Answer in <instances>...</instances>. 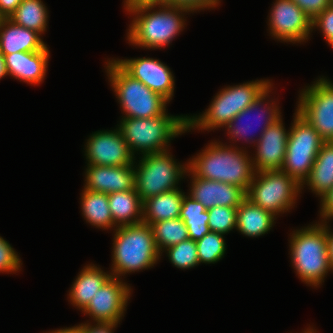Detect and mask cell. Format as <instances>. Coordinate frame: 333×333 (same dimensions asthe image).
I'll return each mask as SVG.
<instances>
[{"label": "cell", "mask_w": 333, "mask_h": 333, "mask_svg": "<svg viewBox=\"0 0 333 333\" xmlns=\"http://www.w3.org/2000/svg\"><path fill=\"white\" fill-rule=\"evenodd\" d=\"M185 193L179 190H171L150 197L143 202V220L146 224L180 218V211Z\"/></svg>", "instance_id": "603a6c76"}, {"label": "cell", "mask_w": 333, "mask_h": 333, "mask_svg": "<svg viewBox=\"0 0 333 333\" xmlns=\"http://www.w3.org/2000/svg\"><path fill=\"white\" fill-rule=\"evenodd\" d=\"M180 218L187 227L188 237L193 241L201 239L210 232L208 210L189 195H184Z\"/></svg>", "instance_id": "f1b7e54d"}, {"label": "cell", "mask_w": 333, "mask_h": 333, "mask_svg": "<svg viewBox=\"0 0 333 333\" xmlns=\"http://www.w3.org/2000/svg\"><path fill=\"white\" fill-rule=\"evenodd\" d=\"M131 288L120 278L111 277L82 310L96 323H119L124 316Z\"/></svg>", "instance_id": "4fadbf2b"}, {"label": "cell", "mask_w": 333, "mask_h": 333, "mask_svg": "<svg viewBox=\"0 0 333 333\" xmlns=\"http://www.w3.org/2000/svg\"><path fill=\"white\" fill-rule=\"evenodd\" d=\"M112 277L101 268L86 265L78 274L69 292L71 304L83 310L97 291Z\"/></svg>", "instance_id": "7402d4cb"}, {"label": "cell", "mask_w": 333, "mask_h": 333, "mask_svg": "<svg viewBox=\"0 0 333 333\" xmlns=\"http://www.w3.org/2000/svg\"><path fill=\"white\" fill-rule=\"evenodd\" d=\"M40 33L13 23L8 18H0V53L41 51L47 47Z\"/></svg>", "instance_id": "ffe728a7"}, {"label": "cell", "mask_w": 333, "mask_h": 333, "mask_svg": "<svg viewBox=\"0 0 333 333\" xmlns=\"http://www.w3.org/2000/svg\"><path fill=\"white\" fill-rule=\"evenodd\" d=\"M118 324L117 323H96L95 325L85 323L77 325V327L83 333H113V328H115Z\"/></svg>", "instance_id": "74e56055"}, {"label": "cell", "mask_w": 333, "mask_h": 333, "mask_svg": "<svg viewBox=\"0 0 333 333\" xmlns=\"http://www.w3.org/2000/svg\"><path fill=\"white\" fill-rule=\"evenodd\" d=\"M273 85H271L260 97H258L251 105H249L247 108H245L243 111H241L239 114H237L227 125L225 128H227L228 130V135L231 137L232 140H236L237 141L241 138H245V136L247 137V134L249 132H251L250 130H252V126L250 124H245V126L242 125V121L245 119V117H249L251 115V113L254 111L256 112L259 109L260 113H258L259 111H257V114L259 117L266 118V120L264 119V126L261 130V134L266 130L267 127H269L271 124H273L274 122H276L278 119L281 118V113L279 108L277 107L276 104L273 105L274 101L272 103H270L269 106V102L264 101L267 97L268 94H270L269 92H271V87ZM264 102H266V105L263 108ZM263 104V105H262ZM263 108V109H262ZM253 112V113H254ZM263 112V113H261ZM265 113V115H264ZM268 114V115H267ZM264 115V116H263ZM261 117V118H262ZM244 118V119H243ZM251 117H249L248 119H250ZM258 118V117H256ZM247 119V118H246ZM242 122V123H241ZM241 123V124H240ZM249 135V134H248ZM238 137V138H237ZM240 137V138H239ZM252 137V136H251ZM250 137L246 138L245 140L248 141Z\"/></svg>", "instance_id": "44dd1931"}, {"label": "cell", "mask_w": 333, "mask_h": 333, "mask_svg": "<svg viewBox=\"0 0 333 333\" xmlns=\"http://www.w3.org/2000/svg\"><path fill=\"white\" fill-rule=\"evenodd\" d=\"M320 28L329 45L333 46V3L312 20V28Z\"/></svg>", "instance_id": "e575fe53"}, {"label": "cell", "mask_w": 333, "mask_h": 333, "mask_svg": "<svg viewBox=\"0 0 333 333\" xmlns=\"http://www.w3.org/2000/svg\"><path fill=\"white\" fill-rule=\"evenodd\" d=\"M251 159L239 147L212 142L188 162V168L199 178L239 186L247 192L256 172Z\"/></svg>", "instance_id": "6da1fadb"}, {"label": "cell", "mask_w": 333, "mask_h": 333, "mask_svg": "<svg viewBox=\"0 0 333 333\" xmlns=\"http://www.w3.org/2000/svg\"><path fill=\"white\" fill-rule=\"evenodd\" d=\"M120 122L118 129L134 157L136 151L142 152L143 155L165 151L171 139L188 131L187 116L183 115L165 114L152 118L123 117Z\"/></svg>", "instance_id": "277c9868"}, {"label": "cell", "mask_w": 333, "mask_h": 333, "mask_svg": "<svg viewBox=\"0 0 333 333\" xmlns=\"http://www.w3.org/2000/svg\"><path fill=\"white\" fill-rule=\"evenodd\" d=\"M321 211L320 216L322 222H326L333 218V188L321 199Z\"/></svg>", "instance_id": "f35d334b"}, {"label": "cell", "mask_w": 333, "mask_h": 333, "mask_svg": "<svg viewBox=\"0 0 333 333\" xmlns=\"http://www.w3.org/2000/svg\"><path fill=\"white\" fill-rule=\"evenodd\" d=\"M298 103L296 111L325 142L333 141V83L319 78L303 89Z\"/></svg>", "instance_id": "8fae6325"}, {"label": "cell", "mask_w": 333, "mask_h": 333, "mask_svg": "<svg viewBox=\"0 0 333 333\" xmlns=\"http://www.w3.org/2000/svg\"><path fill=\"white\" fill-rule=\"evenodd\" d=\"M294 114L281 171L302 185L310 175L317 154L325 141L297 111Z\"/></svg>", "instance_id": "30bf717a"}, {"label": "cell", "mask_w": 333, "mask_h": 333, "mask_svg": "<svg viewBox=\"0 0 333 333\" xmlns=\"http://www.w3.org/2000/svg\"><path fill=\"white\" fill-rule=\"evenodd\" d=\"M81 196L82 214L88 223L103 229L115 226L109 208L107 193L84 189Z\"/></svg>", "instance_id": "4316f807"}, {"label": "cell", "mask_w": 333, "mask_h": 333, "mask_svg": "<svg viewBox=\"0 0 333 333\" xmlns=\"http://www.w3.org/2000/svg\"><path fill=\"white\" fill-rule=\"evenodd\" d=\"M8 19L42 34L47 28L48 12L41 0H22Z\"/></svg>", "instance_id": "83f0119b"}, {"label": "cell", "mask_w": 333, "mask_h": 333, "mask_svg": "<svg viewBox=\"0 0 333 333\" xmlns=\"http://www.w3.org/2000/svg\"><path fill=\"white\" fill-rule=\"evenodd\" d=\"M187 173L192 174L189 196L201 203L207 210L215 206L238 207L246 198V191L239 186L199 178L189 168Z\"/></svg>", "instance_id": "e0dca14e"}, {"label": "cell", "mask_w": 333, "mask_h": 333, "mask_svg": "<svg viewBox=\"0 0 333 333\" xmlns=\"http://www.w3.org/2000/svg\"><path fill=\"white\" fill-rule=\"evenodd\" d=\"M150 226L152 228L157 249L161 255L168 247L189 238L187 227L181 218L155 222Z\"/></svg>", "instance_id": "f546056e"}, {"label": "cell", "mask_w": 333, "mask_h": 333, "mask_svg": "<svg viewBox=\"0 0 333 333\" xmlns=\"http://www.w3.org/2000/svg\"><path fill=\"white\" fill-rule=\"evenodd\" d=\"M271 9V36L292 43H301L308 39L313 31L312 20L292 0H276Z\"/></svg>", "instance_id": "7c38bea8"}, {"label": "cell", "mask_w": 333, "mask_h": 333, "mask_svg": "<svg viewBox=\"0 0 333 333\" xmlns=\"http://www.w3.org/2000/svg\"><path fill=\"white\" fill-rule=\"evenodd\" d=\"M22 0H0V18H9Z\"/></svg>", "instance_id": "ab89813d"}, {"label": "cell", "mask_w": 333, "mask_h": 333, "mask_svg": "<svg viewBox=\"0 0 333 333\" xmlns=\"http://www.w3.org/2000/svg\"><path fill=\"white\" fill-rule=\"evenodd\" d=\"M167 256L174 266L189 269L199 265L196 241L188 238L178 244L168 247Z\"/></svg>", "instance_id": "1f68e13d"}, {"label": "cell", "mask_w": 333, "mask_h": 333, "mask_svg": "<svg viewBox=\"0 0 333 333\" xmlns=\"http://www.w3.org/2000/svg\"><path fill=\"white\" fill-rule=\"evenodd\" d=\"M317 331L314 332V329L312 328H307L306 331H304V333H316Z\"/></svg>", "instance_id": "bcb514c9"}, {"label": "cell", "mask_w": 333, "mask_h": 333, "mask_svg": "<svg viewBox=\"0 0 333 333\" xmlns=\"http://www.w3.org/2000/svg\"><path fill=\"white\" fill-rule=\"evenodd\" d=\"M21 259L12 246L0 236V272L15 273L20 270Z\"/></svg>", "instance_id": "836d02e7"}, {"label": "cell", "mask_w": 333, "mask_h": 333, "mask_svg": "<svg viewBox=\"0 0 333 333\" xmlns=\"http://www.w3.org/2000/svg\"><path fill=\"white\" fill-rule=\"evenodd\" d=\"M291 262L300 279L310 286L322 284L331 271L326 226L321 222L293 231L290 238Z\"/></svg>", "instance_id": "5b68a950"}, {"label": "cell", "mask_w": 333, "mask_h": 333, "mask_svg": "<svg viewBox=\"0 0 333 333\" xmlns=\"http://www.w3.org/2000/svg\"><path fill=\"white\" fill-rule=\"evenodd\" d=\"M114 61L132 78L170 101L174 94V76L170 68L153 58L117 59Z\"/></svg>", "instance_id": "9a60e30c"}, {"label": "cell", "mask_w": 333, "mask_h": 333, "mask_svg": "<svg viewBox=\"0 0 333 333\" xmlns=\"http://www.w3.org/2000/svg\"><path fill=\"white\" fill-rule=\"evenodd\" d=\"M311 20L323 12L333 2L331 0H292Z\"/></svg>", "instance_id": "d590c367"}, {"label": "cell", "mask_w": 333, "mask_h": 333, "mask_svg": "<svg viewBox=\"0 0 333 333\" xmlns=\"http://www.w3.org/2000/svg\"><path fill=\"white\" fill-rule=\"evenodd\" d=\"M50 51L15 52L3 55L9 76L31 84H39L46 75Z\"/></svg>", "instance_id": "d6986e66"}, {"label": "cell", "mask_w": 333, "mask_h": 333, "mask_svg": "<svg viewBox=\"0 0 333 333\" xmlns=\"http://www.w3.org/2000/svg\"><path fill=\"white\" fill-rule=\"evenodd\" d=\"M124 7H136L141 5H170V0H125Z\"/></svg>", "instance_id": "60d3db41"}, {"label": "cell", "mask_w": 333, "mask_h": 333, "mask_svg": "<svg viewBox=\"0 0 333 333\" xmlns=\"http://www.w3.org/2000/svg\"><path fill=\"white\" fill-rule=\"evenodd\" d=\"M323 224L326 226V233L328 238V254L330 265L333 270V233L328 229L329 227L326 225L327 222H324Z\"/></svg>", "instance_id": "b9f144b4"}, {"label": "cell", "mask_w": 333, "mask_h": 333, "mask_svg": "<svg viewBox=\"0 0 333 333\" xmlns=\"http://www.w3.org/2000/svg\"><path fill=\"white\" fill-rule=\"evenodd\" d=\"M66 333H83L77 326L66 328Z\"/></svg>", "instance_id": "ee69618b"}, {"label": "cell", "mask_w": 333, "mask_h": 333, "mask_svg": "<svg viewBox=\"0 0 333 333\" xmlns=\"http://www.w3.org/2000/svg\"><path fill=\"white\" fill-rule=\"evenodd\" d=\"M224 234L210 231L196 241L199 263H216L226 251Z\"/></svg>", "instance_id": "4dcf8cb0"}, {"label": "cell", "mask_w": 333, "mask_h": 333, "mask_svg": "<svg viewBox=\"0 0 333 333\" xmlns=\"http://www.w3.org/2000/svg\"><path fill=\"white\" fill-rule=\"evenodd\" d=\"M155 7L157 5L125 7L130 14H135L129 26V43L146 49L162 48L183 30V13L193 12L185 7L171 5H159L158 11H151Z\"/></svg>", "instance_id": "7a4b0ae2"}, {"label": "cell", "mask_w": 333, "mask_h": 333, "mask_svg": "<svg viewBox=\"0 0 333 333\" xmlns=\"http://www.w3.org/2000/svg\"><path fill=\"white\" fill-rule=\"evenodd\" d=\"M302 185L281 170L255 172L246 197L274 216L292 209Z\"/></svg>", "instance_id": "9c48e42d"}, {"label": "cell", "mask_w": 333, "mask_h": 333, "mask_svg": "<svg viewBox=\"0 0 333 333\" xmlns=\"http://www.w3.org/2000/svg\"><path fill=\"white\" fill-rule=\"evenodd\" d=\"M89 137L86 142L87 145H85L88 165H134L135 157L131 154L118 128L113 131H96Z\"/></svg>", "instance_id": "5bb4252c"}, {"label": "cell", "mask_w": 333, "mask_h": 333, "mask_svg": "<svg viewBox=\"0 0 333 333\" xmlns=\"http://www.w3.org/2000/svg\"><path fill=\"white\" fill-rule=\"evenodd\" d=\"M276 216L254 204L247 197L237 207L236 229L249 237L267 233L273 226Z\"/></svg>", "instance_id": "d4e9b609"}, {"label": "cell", "mask_w": 333, "mask_h": 333, "mask_svg": "<svg viewBox=\"0 0 333 333\" xmlns=\"http://www.w3.org/2000/svg\"><path fill=\"white\" fill-rule=\"evenodd\" d=\"M289 131L286 132L282 118L271 124L260 134L256 143V154L253 168L256 172L265 170H281L286 154Z\"/></svg>", "instance_id": "2e32d148"}, {"label": "cell", "mask_w": 333, "mask_h": 333, "mask_svg": "<svg viewBox=\"0 0 333 333\" xmlns=\"http://www.w3.org/2000/svg\"><path fill=\"white\" fill-rule=\"evenodd\" d=\"M304 184L321 199L333 188V141L322 144Z\"/></svg>", "instance_id": "484cf974"}, {"label": "cell", "mask_w": 333, "mask_h": 333, "mask_svg": "<svg viewBox=\"0 0 333 333\" xmlns=\"http://www.w3.org/2000/svg\"><path fill=\"white\" fill-rule=\"evenodd\" d=\"M8 75L4 56L0 53V79Z\"/></svg>", "instance_id": "7bdbcfd3"}, {"label": "cell", "mask_w": 333, "mask_h": 333, "mask_svg": "<svg viewBox=\"0 0 333 333\" xmlns=\"http://www.w3.org/2000/svg\"><path fill=\"white\" fill-rule=\"evenodd\" d=\"M48 333V332H47ZM49 333H66V328L64 329H59V330H53L52 332H49Z\"/></svg>", "instance_id": "f6af8a7d"}, {"label": "cell", "mask_w": 333, "mask_h": 333, "mask_svg": "<svg viewBox=\"0 0 333 333\" xmlns=\"http://www.w3.org/2000/svg\"><path fill=\"white\" fill-rule=\"evenodd\" d=\"M210 231L226 234L237 226V207L215 206L208 209Z\"/></svg>", "instance_id": "d6a6232c"}, {"label": "cell", "mask_w": 333, "mask_h": 333, "mask_svg": "<svg viewBox=\"0 0 333 333\" xmlns=\"http://www.w3.org/2000/svg\"><path fill=\"white\" fill-rule=\"evenodd\" d=\"M114 230L113 277L120 278L123 274L148 269L157 263L161 253L149 224L141 222Z\"/></svg>", "instance_id": "3957f363"}, {"label": "cell", "mask_w": 333, "mask_h": 333, "mask_svg": "<svg viewBox=\"0 0 333 333\" xmlns=\"http://www.w3.org/2000/svg\"><path fill=\"white\" fill-rule=\"evenodd\" d=\"M168 150L142 155L135 170V189L142 202L146 199L175 190L180 178L187 173L186 166L176 163ZM136 167V168H135Z\"/></svg>", "instance_id": "ba28073f"}, {"label": "cell", "mask_w": 333, "mask_h": 333, "mask_svg": "<svg viewBox=\"0 0 333 333\" xmlns=\"http://www.w3.org/2000/svg\"><path fill=\"white\" fill-rule=\"evenodd\" d=\"M269 80H256L227 86L214 97L209 108L198 116H187V130H215L226 126L237 114L251 105L270 86Z\"/></svg>", "instance_id": "8992f818"}, {"label": "cell", "mask_w": 333, "mask_h": 333, "mask_svg": "<svg viewBox=\"0 0 333 333\" xmlns=\"http://www.w3.org/2000/svg\"><path fill=\"white\" fill-rule=\"evenodd\" d=\"M108 200L116 228L142 222L143 202L136 189L109 193Z\"/></svg>", "instance_id": "cb8c5ba5"}, {"label": "cell", "mask_w": 333, "mask_h": 333, "mask_svg": "<svg viewBox=\"0 0 333 333\" xmlns=\"http://www.w3.org/2000/svg\"><path fill=\"white\" fill-rule=\"evenodd\" d=\"M219 0H170L171 6H181L192 10H202L206 8H214L219 4Z\"/></svg>", "instance_id": "8d00e7d4"}, {"label": "cell", "mask_w": 333, "mask_h": 333, "mask_svg": "<svg viewBox=\"0 0 333 333\" xmlns=\"http://www.w3.org/2000/svg\"><path fill=\"white\" fill-rule=\"evenodd\" d=\"M134 165H88L84 189L100 193H115L135 189Z\"/></svg>", "instance_id": "ac0fdd59"}, {"label": "cell", "mask_w": 333, "mask_h": 333, "mask_svg": "<svg viewBox=\"0 0 333 333\" xmlns=\"http://www.w3.org/2000/svg\"><path fill=\"white\" fill-rule=\"evenodd\" d=\"M106 69L124 117L152 118L167 114L166 104L169 101L128 75L114 59L107 61Z\"/></svg>", "instance_id": "52a82bcc"}]
</instances>
